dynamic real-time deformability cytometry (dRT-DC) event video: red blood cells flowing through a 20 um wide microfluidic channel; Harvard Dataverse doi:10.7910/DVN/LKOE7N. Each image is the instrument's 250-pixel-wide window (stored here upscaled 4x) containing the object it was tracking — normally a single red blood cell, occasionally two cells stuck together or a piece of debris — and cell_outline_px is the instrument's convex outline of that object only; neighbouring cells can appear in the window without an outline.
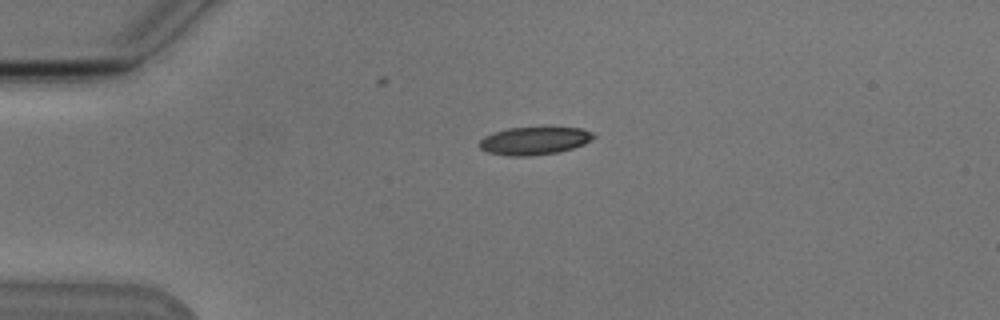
{"species": "Egyptian fruit bat (a non-hibernating species)", "species_latin": "Rousettus aegyptiacus", "temperature_condition": "cold", "stored_images_in_passage": 42, "camera_frame_rate_fps": 3000, "um_per_image_px": 0.085, "animal": {"sex": "male"}, "frame": {"image": 1, "passage_image": 1, "time_ms": 0.0, "image_size_px": [1000, 320], "cell_outline_px": [[596, 136], [592, 140], [584, 144], [560, 152], [528, 156], [512, 156], [488, 152], [480, 148], [480, 140], [484, 136], [508, 128], [580, 128], [592, 132]], "centroid_in_image_um": [45.44, 11.97], "position_along_channel_um": 39.6, "area_um2": 18.26}}
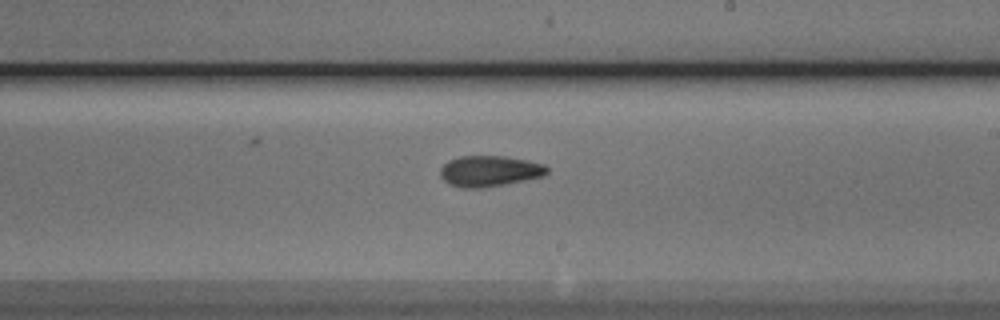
{"frame": {"image": 2, "passage_image": 20, "time_ms": 6.333, "image_size_px": [1000, 320], "cell_outline_px": [[548, 172], [544, 176], [504, 184], [480, 188], [464, 188], [448, 184], [440, 176], [440, 168], [448, 160], [460, 156], [504, 156], [528, 160], [544, 164], [548, 168]], "centroid_in_image_um": [41.6, 14.53], "position_along_channel_um": 247.4, "area_um2": 19.25}}
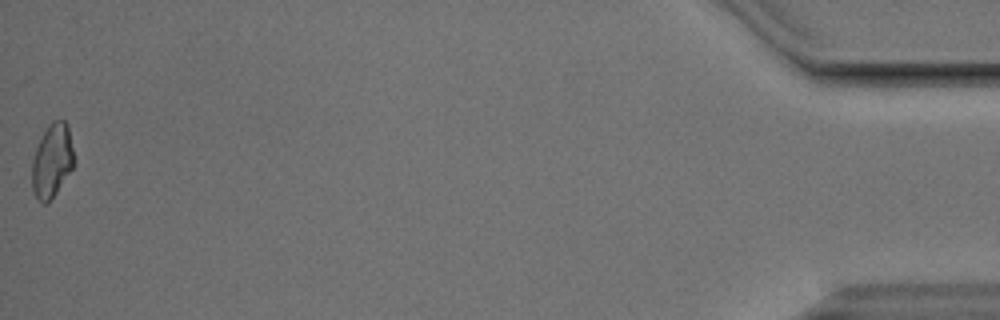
{"frame": {"image": 3, "passage_image": 42, "time_ms": 13.667, "image_size_px": [1000, 320], "cell_outline_px": [[72, 168], [56, 192], [44, 204], [36, 196], [32, 188], [32, 160], [36, 148], [44, 132], [52, 120], [64, 120], [68, 124], [72, 148]], "centroid_in_image_um": [4.41, 13.62], "position_along_channel_um": 430.8, "area_um2": 17.4}, "authors_computed_cell_mechanics": {"area_um2": 18.496, "velocity_mm_per_s": 3.817, "shape_relaxation_time_tau1_ms": null, "shape_relaxation_time_tau2_ms": 4.8207, "deformation_change_tau1": null, "deformation_change_tau2": 0.1122}}